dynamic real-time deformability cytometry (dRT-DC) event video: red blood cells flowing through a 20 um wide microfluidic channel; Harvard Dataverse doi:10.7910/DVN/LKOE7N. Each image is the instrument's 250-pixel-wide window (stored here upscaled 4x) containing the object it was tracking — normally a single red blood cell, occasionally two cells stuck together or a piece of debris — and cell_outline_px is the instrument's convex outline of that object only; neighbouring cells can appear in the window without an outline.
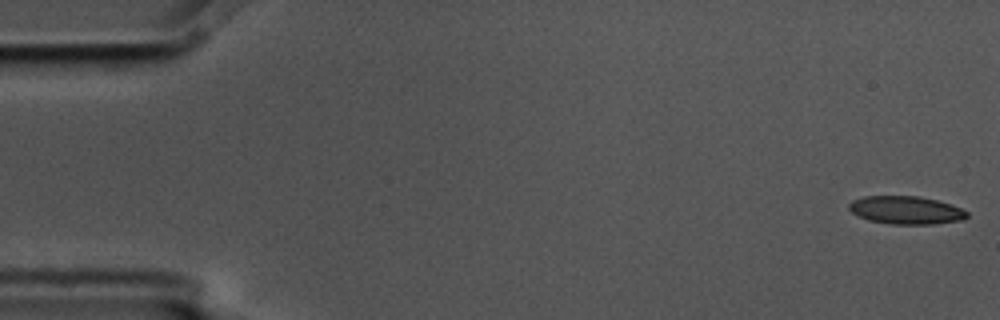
{"species": "common noctule bat (a hibernating species)", "species_latin": "Nyctalus noctula", "temperature_condition": "cold", "stored_images_in_passage": 4, "segment_of_instrument_passage": [2, 2], "camera_frame_rate_fps": 3000, "um_per_image_px": 0.085, "animal": {"sex": "male", "body_mass_g": 17.5, "forearm_length_mm": 52.3}, "frame": {"image": 1, "passage_image": 4, "time_ms": 1.0, "image_size_px": [1000, 320], "cell_outline_px": [[968, 216], [960, 220], [932, 224], [892, 224], [868, 220], [852, 212], [848, 208], [848, 204], [852, 200], [864, 196], [920, 196], [936, 200], [960, 208], [968, 212]], "centroid_in_image_um": [76.97, 17.85], "position_along_channel_um": 8.0, "area_um2": 19.07}}